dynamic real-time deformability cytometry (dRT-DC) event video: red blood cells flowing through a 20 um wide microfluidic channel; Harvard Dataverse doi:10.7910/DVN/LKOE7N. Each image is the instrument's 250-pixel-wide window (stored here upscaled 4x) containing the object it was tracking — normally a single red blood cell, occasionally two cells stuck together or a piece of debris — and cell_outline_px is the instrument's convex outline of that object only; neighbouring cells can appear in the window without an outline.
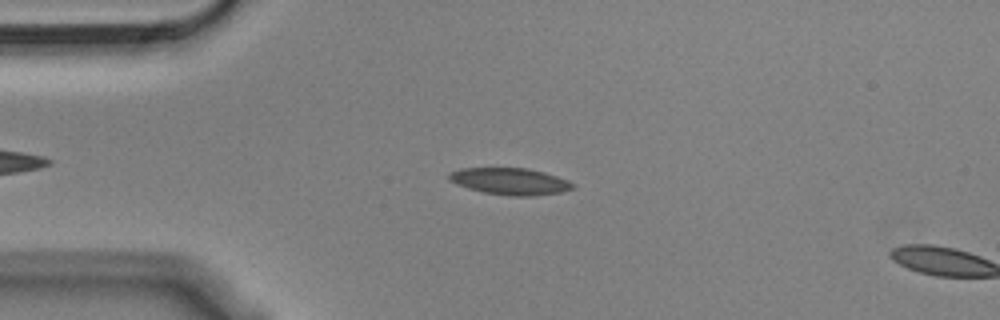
{"species": "Egyptian fruit bat (a non-hibernating species)", "species_latin": "Rousettus aegyptiacus", "temperature_condition": "cold", "stored_images_in_passage": 14, "camera_frame_rate_fps": 3000, "um_per_image_px": 0.085, "animal": {"sex": "male"}, "frame": {"image": 1, "passage_image": 12, "time_ms": 3.667, "image_size_px": [1000, 320], "cell_outline_px": [[576, 188], [560, 192], [532, 196], [508, 196], [484, 192], [468, 188], [456, 184], [448, 180], [448, 172], [460, 168], [528, 168], [544, 172], [568, 180], [576, 184]], "centroid_in_image_um": [43.35, 15.41], "position_along_channel_um": 41.6, "area_um2": 19.48}}